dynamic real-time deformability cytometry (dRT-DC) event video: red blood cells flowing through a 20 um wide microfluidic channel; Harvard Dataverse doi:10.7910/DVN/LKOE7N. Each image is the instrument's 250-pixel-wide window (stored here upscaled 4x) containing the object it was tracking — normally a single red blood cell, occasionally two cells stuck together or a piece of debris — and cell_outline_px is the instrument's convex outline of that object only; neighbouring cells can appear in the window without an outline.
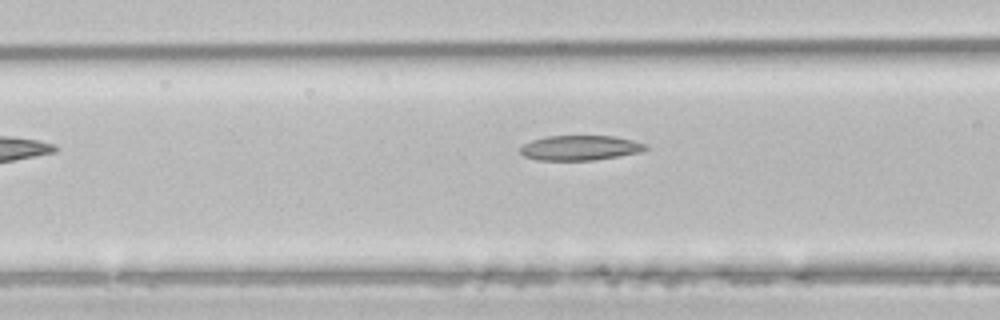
{"species": "common noctule bat (a hibernating species)", "species_latin": "Nyctalus noctula", "temperature_condition": "room temperature", "stored_images_in_passage": 4, "camera_frame_rate_fps": 3000, "um_per_image_px": 0.085, "animal": {"sex": "male", "body_mass_g": 21.5, "forearm_length_mm": 52.0}, "frame": {"image": 1, "passage_image": 4, "time_ms": 1.0, "image_size_px": [1000, 320], "cell_outline_px": [[648, 148], [640, 152], [596, 160], [536, 160], [524, 156], [520, 152], [520, 148], [524, 144], [532, 140], [548, 136], [616, 136], [648, 144]], "centroid_in_image_um": [49.32, 12.57], "position_along_channel_um": 117.3, "area_um2": 18.21}}